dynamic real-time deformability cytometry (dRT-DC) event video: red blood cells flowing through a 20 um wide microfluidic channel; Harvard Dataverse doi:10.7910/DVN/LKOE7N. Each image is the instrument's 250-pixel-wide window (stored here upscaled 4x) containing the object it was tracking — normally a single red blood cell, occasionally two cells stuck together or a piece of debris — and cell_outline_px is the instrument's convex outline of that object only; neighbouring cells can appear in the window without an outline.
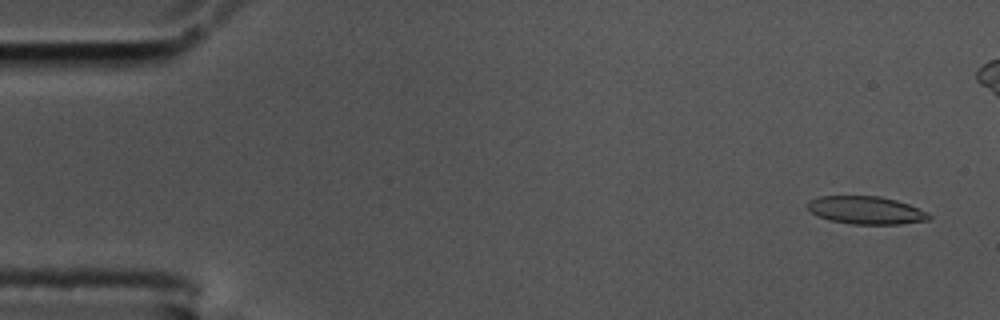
{"species": "common noctule bat (a hibernating species)", "species_latin": "Nyctalus noctula", "temperature_condition": "cold", "stored_images_in_passage": 9, "camera_frame_rate_fps": 3000, "um_per_image_px": 0.085, "animal": {"sex": "male", "body_mass_g": 17.5, "forearm_length_mm": 52.3}, "frame": {"image": 1, "passage_image": 1, "time_ms": 0.0, "image_size_px": [1000, 320], "cell_outline_px": [[932, 216], [928, 220], [900, 224], [852, 224], [828, 220], [816, 216], [804, 204], [808, 200], [820, 196], [880, 196], [896, 200], [908, 204], [928, 212]], "centroid_in_image_um": [73.57, 17.87], "position_along_channel_um": 11.4, "area_um2": 19.88}}